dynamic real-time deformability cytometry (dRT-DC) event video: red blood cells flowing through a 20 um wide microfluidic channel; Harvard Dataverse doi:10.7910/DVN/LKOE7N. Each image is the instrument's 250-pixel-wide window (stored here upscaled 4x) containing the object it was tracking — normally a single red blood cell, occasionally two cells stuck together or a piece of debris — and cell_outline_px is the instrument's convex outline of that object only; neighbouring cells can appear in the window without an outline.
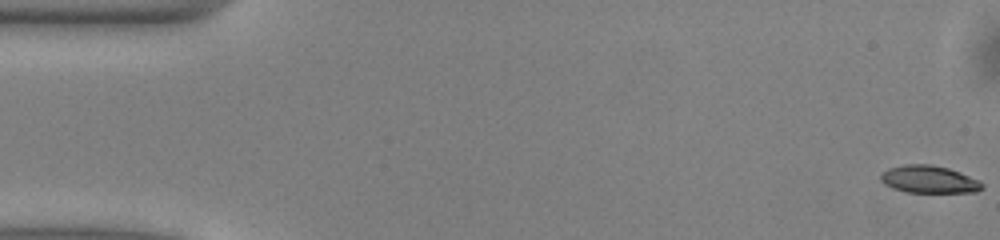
{"species": "common noctule bat (a hibernating species)", "species_latin": "Nyctalus noctula", "temperature_condition": "warm", "stored_images_in_passage": 10, "camera_frame_rate_fps": 3000, "um_per_image_px": 0.085, "animal": {"sex": "male", "body_mass_g": 13.0, "forearm_length_mm": 53.1}, "frame": {"image": 1, "passage_image": 1, "time_ms": 0.0, "image_size_px": [1000, 240], "cell_outline_px": [[984, 188], [976, 192], [908, 192], [892, 188], [884, 184], [880, 180], [880, 176], [888, 168], [904, 164], [932, 164], [948, 168], [960, 172], [980, 180], [984, 184]], "centroid_in_image_um": [78.99, 15.24], "position_along_channel_um": 6.0, "area_um2": 16.36}}